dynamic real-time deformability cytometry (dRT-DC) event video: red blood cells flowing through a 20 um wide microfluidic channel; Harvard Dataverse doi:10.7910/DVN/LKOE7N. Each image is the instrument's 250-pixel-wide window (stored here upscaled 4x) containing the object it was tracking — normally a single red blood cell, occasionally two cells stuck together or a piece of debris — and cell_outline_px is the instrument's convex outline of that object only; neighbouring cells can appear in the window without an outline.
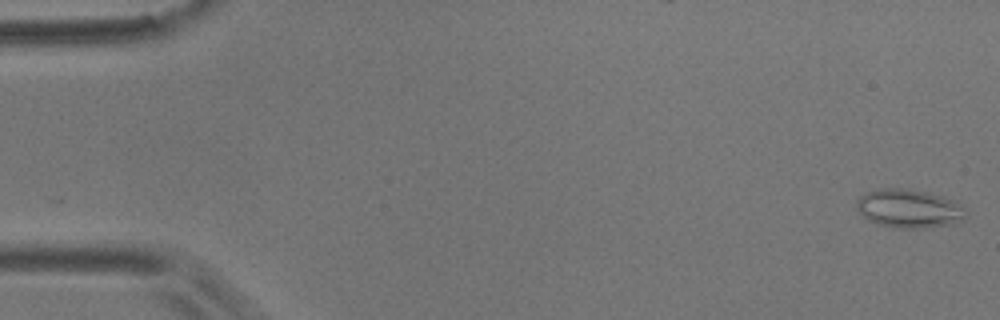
{"species": "common noctule bat (a hibernating species)", "species_latin": "Nyctalus noctula", "temperature_condition": "room temperature", "stored_images_in_passage": 6, "camera_frame_rate_fps": 3000, "um_per_image_px": 0.085, "animal": {"sex": "male", "body_mass_g": 17.9}, "frame": {"image": 1, "passage_image": 1, "time_ms": 0.0, "image_size_px": [1000, 320], "cell_outline_px": [[968, 216], [964, 220], [952, 224], [928, 228], [892, 228], [876, 224], [868, 220], [856, 208], [856, 200], [864, 192], [884, 188], [900, 188], [924, 192], [940, 196], [952, 200], [964, 208], [968, 212]], "centroid_in_image_um": [77.26, 17.75], "position_along_channel_um": 7.7, "area_um2": 24.74}}